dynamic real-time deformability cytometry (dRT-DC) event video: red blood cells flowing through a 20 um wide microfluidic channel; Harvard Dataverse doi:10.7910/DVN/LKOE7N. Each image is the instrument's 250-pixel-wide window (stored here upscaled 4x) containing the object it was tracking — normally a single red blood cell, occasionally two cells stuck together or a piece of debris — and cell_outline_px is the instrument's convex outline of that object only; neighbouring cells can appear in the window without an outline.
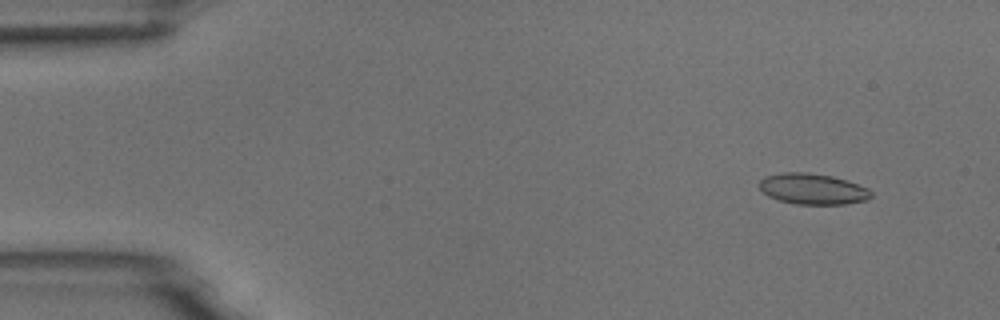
{"species": "common noctule bat (a hibernating species)", "species_latin": "Nyctalus noctula", "temperature_condition": "room temperature", "stored_images_in_passage": 5, "camera_frame_rate_fps": 3000, "um_per_image_px": 0.085, "animal": {"sex": "male", "body_mass_g": 18.8}, "frame": {"image": 1, "passage_image": 2, "time_ms": 1.333, "image_size_px": [1000, 320], "cell_outline_px": [[872, 196], [868, 200], [844, 204], [796, 204], [780, 200], [768, 196], [760, 188], [760, 180], [764, 176], [784, 172], [808, 172], [832, 176], [848, 180], [868, 188], [872, 192]], "centroid_in_image_um": [69.11, 16.05], "position_along_channel_um": 15.9, "area_um2": 20.17}}
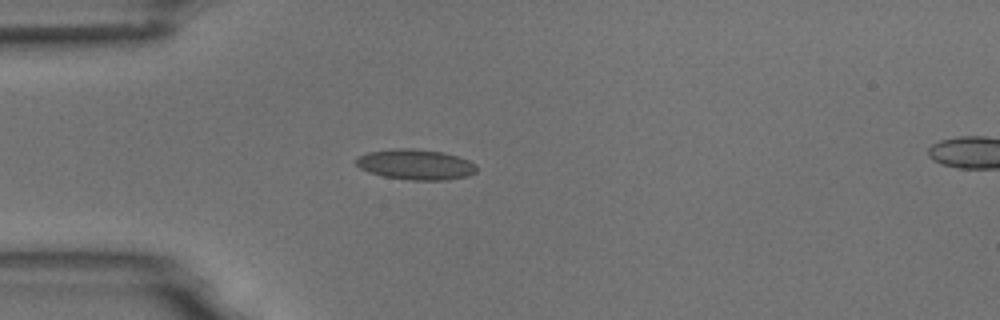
{"frame": {"image": 2, "passage_image": 5, "time_ms": 4.667, "image_size_px": [1000, 320], "cell_outline_px": [[476, 172], [468, 176], [444, 180], [408, 180], [384, 176], [368, 172], [360, 168], [356, 164], [356, 156], [368, 152], [392, 148], [412, 148], [444, 152], [468, 160], [476, 164]], "centroid_in_image_um": [35.31, 13.97], "position_along_channel_um": 49.7, "area_um2": 21.5}}